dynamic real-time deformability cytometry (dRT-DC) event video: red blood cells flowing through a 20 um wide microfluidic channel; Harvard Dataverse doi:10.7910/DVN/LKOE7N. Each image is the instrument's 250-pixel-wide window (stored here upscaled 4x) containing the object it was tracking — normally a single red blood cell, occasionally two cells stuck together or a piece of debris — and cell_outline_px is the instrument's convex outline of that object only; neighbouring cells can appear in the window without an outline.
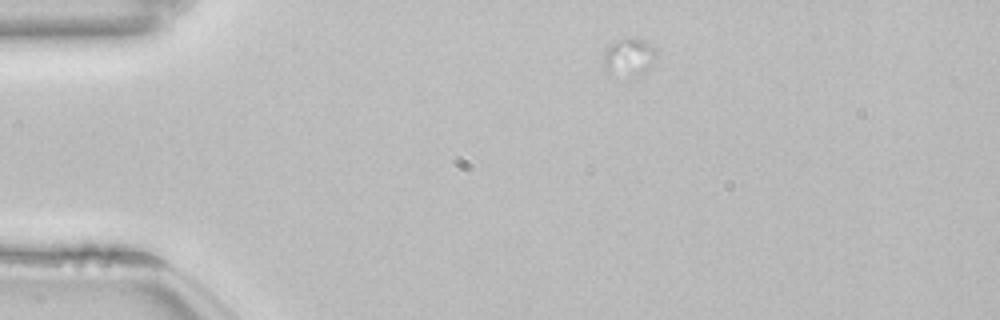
{"species": "common noctule bat (a hibernating species)", "species_latin": "Nyctalus noctula", "temperature_condition": "room temperature", "stored_images_in_passage": 4, "camera_frame_rate_fps": 3000, "um_per_image_px": 0.085, "animal": {"sex": "female", "body_mass_g": 22.7, "forearm_length_mm": 54.2}, "frame": {"image": 1, "passage_image": 1, "time_ms": 0.0, "image_size_px": [1000, 320], "cell_outline_px": [[660, 52], [648, 68], [644, 72], [636, 76], [632, 76], [608, 72], [604, 68], [604, 48], [616, 40], [632, 36], [644, 40], [660, 48]], "centroid_in_image_um": [53.52, 4.78], "position_along_channel_um": 31.5, "area_um2": 11.96}}